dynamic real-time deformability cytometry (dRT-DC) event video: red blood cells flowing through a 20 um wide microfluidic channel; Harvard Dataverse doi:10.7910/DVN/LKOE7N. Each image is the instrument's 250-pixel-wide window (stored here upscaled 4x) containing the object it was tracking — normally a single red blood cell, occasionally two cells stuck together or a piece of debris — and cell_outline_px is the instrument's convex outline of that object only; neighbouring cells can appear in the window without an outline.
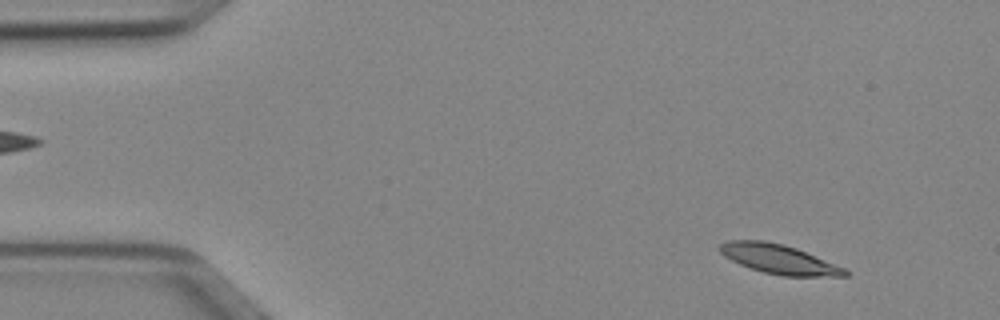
{"species": "Egyptian fruit bat (a non-hibernating species)", "species_latin": "Rousettus aegyptiacus", "temperature_condition": "cold", "stored_images_in_passage": 50, "camera_frame_rate_fps": 3000, "um_per_image_px": 0.085, "animal": {"sex": "female"}, "frame": {"image": 1, "passage_image": 5, "time_ms": 1.333, "image_size_px": [1000, 320], "cell_outline_px": [[848, 276], [784, 276], [764, 272], [740, 264], [724, 256], [716, 248], [720, 244], [728, 240], [764, 240], [784, 244], [796, 248], [844, 268], [848, 272]], "centroid_in_image_um": [66.16, 22.01], "position_along_channel_um": 18.8, "area_um2": 21.21}}
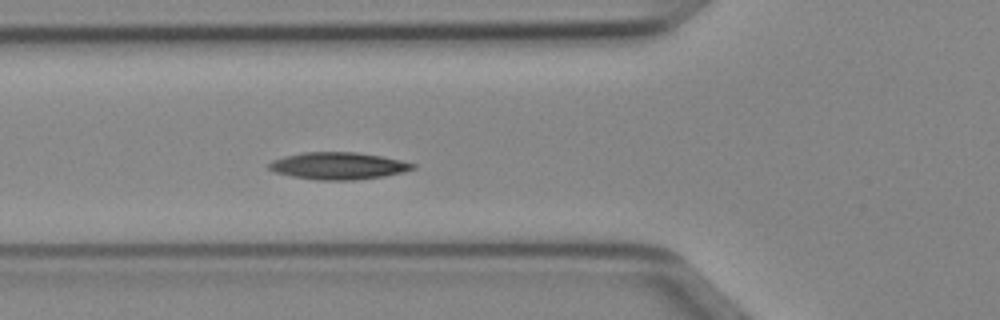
{"frame": {"image": 2, "passage_image": 18, "time_ms": 5.667, "image_size_px": [1000, 320], "cell_outline_px": [[416, 168], [404, 172], [384, 176], [352, 180], [316, 180], [292, 176], [276, 172], [268, 168], [268, 164], [272, 160], [284, 156], [300, 152], [356, 152], [380, 156], [400, 160], [416, 164]], "centroid_in_image_um": [28.74, 14.09], "position_along_channel_um": 97.1, "area_um2": 22.72}}
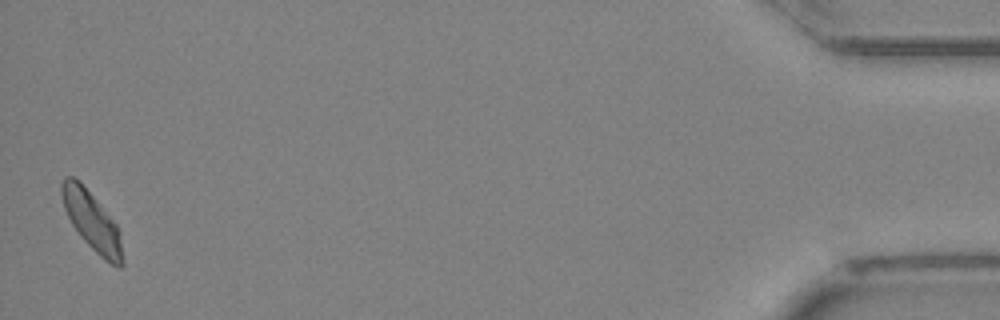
{"frame": {"image": 3, "passage_image": 50, "time_ms": 16.333, "image_size_px": [1000, 320], "cell_outline_px": [[124, 264], [120, 268], [116, 268], [104, 260], [80, 236], [72, 224], [64, 208], [60, 192], [60, 184], [64, 176], [72, 176], [80, 180], [116, 224], [120, 240], [124, 260]], "centroid_in_image_um": [7.79, 18.79], "position_along_channel_um": 427.4, "area_um2": 20.75}, "authors_computed_cell_mechanics": {"area_um2": 21.0681, "velocity_mm_per_s": 3.954, "shape_relaxation_time_tau1_ms": 5.8424, "shape_relaxation_time_tau2_ms": 7.0235, "deformation_change_tau1": 0.1211, "deformation_change_tau2": 0.1122}}